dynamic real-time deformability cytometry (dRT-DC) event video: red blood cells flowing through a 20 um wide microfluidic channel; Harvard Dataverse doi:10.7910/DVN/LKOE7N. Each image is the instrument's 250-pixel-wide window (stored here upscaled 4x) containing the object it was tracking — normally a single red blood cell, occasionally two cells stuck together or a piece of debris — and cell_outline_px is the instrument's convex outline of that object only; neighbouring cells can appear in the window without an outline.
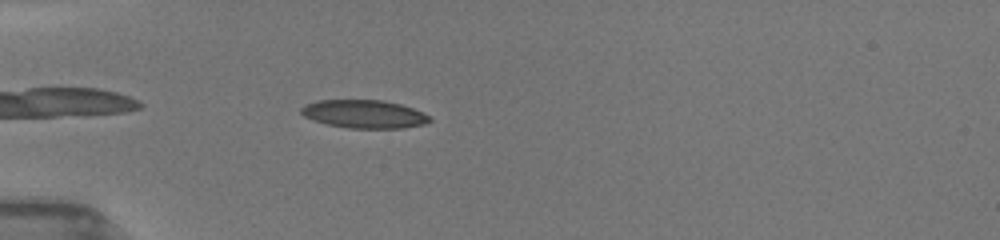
{"species": "common noctule bat (a hibernating species)", "species_latin": "Nyctalus noctula", "temperature_condition": "room temperature", "stored_images_in_passage": 13, "camera_frame_rate_fps": 3000, "um_per_image_px": 0.085, "animal": {"sex": "female", "body_mass_g": 19.5, "forearm_length_mm": 54.1}, "frame": {"image": 1, "passage_image": 4, "time_ms": 1.0, "image_size_px": [1000, 240], "cell_outline_px": [[432, 120], [424, 124], [404, 128], [348, 128], [328, 124], [304, 116], [300, 112], [300, 108], [304, 104], [316, 100], [384, 100], [400, 104], [412, 108], [432, 116]], "centroid_in_image_um": [30.97, 9.69], "position_along_channel_um": 54.0, "area_um2": 21.15}}
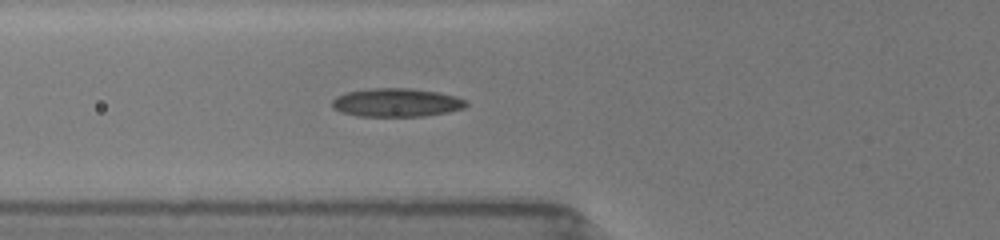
{"frame": {"image": 2, "passage_image": 10, "time_ms": 2.333, "image_size_px": [1000, 240], "cell_outline_px": [[468, 104], [464, 108], [448, 112], [424, 116], [360, 116], [340, 112], [332, 108], [332, 100], [336, 96], [348, 92], [372, 88], [412, 88], [440, 92], [456, 96], [468, 100]], "centroid_in_image_um": [33.73, 8.71], "position_along_channel_um": 92.1, "area_um2": 22.43}}